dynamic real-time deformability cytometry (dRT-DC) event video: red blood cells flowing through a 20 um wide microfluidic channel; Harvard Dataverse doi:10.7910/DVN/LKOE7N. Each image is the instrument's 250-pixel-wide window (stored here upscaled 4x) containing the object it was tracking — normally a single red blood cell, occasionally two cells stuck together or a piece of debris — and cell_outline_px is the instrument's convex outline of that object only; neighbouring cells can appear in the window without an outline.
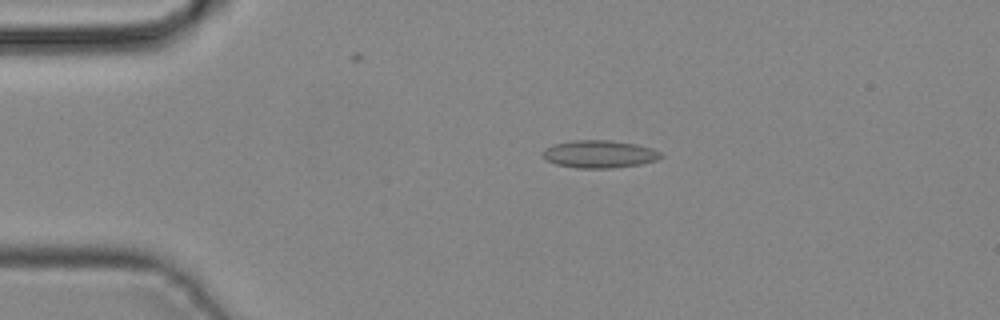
{"species": "common noctule bat (a hibernating species)", "species_latin": "Nyctalus noctula", "temperature_condition": "cold", "stored_images_in_passage": 43, "camera_frame_rate_fps": 3000, "um_per_image_px": 0.085, "animal": {"sex": "male", "body_mass_g": 19.2, "forearm_length_mm": 51.8}, "frame": {"image": 1, "passage_image": 9, "time_ms": 2.667, "image_size_px": [1000, 320], "cell_outline_px": [[664, 156], [656, 160], [640, 164], [612, 168], [576, 168], [556, 164], [548, 160], [540, 152], [544, 148], [552, 144], [572, 140], [612, 140], [636, 144], [652, 148], [660, 152]], "centroid_in_image_um": [50.93, 13.09], "position_along_channel_um": 34.1, "area_um2": 19.13}}
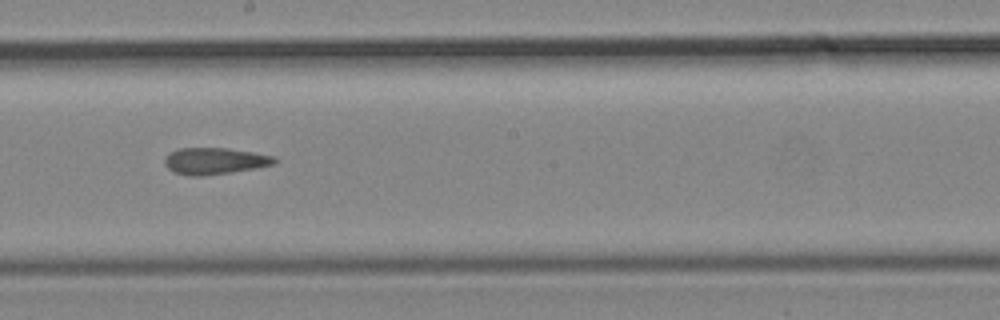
{"frame": {"image": 2, "passage_image": 24, "time_ms": 7.667, "image_size_px": [1000, 320], "cell_outline_px": [[276, 164], [256, 168], [200, 176], [192, 176], [176, 172], [168, 168], [164, 164], [164, 156], [168, 152], [180, 148], [228, 148], [276, 156]], "centroid_in_image_um": [18.24, 13.67], "position_along_channel_um": 230.0, "area_um2": 16.99}}
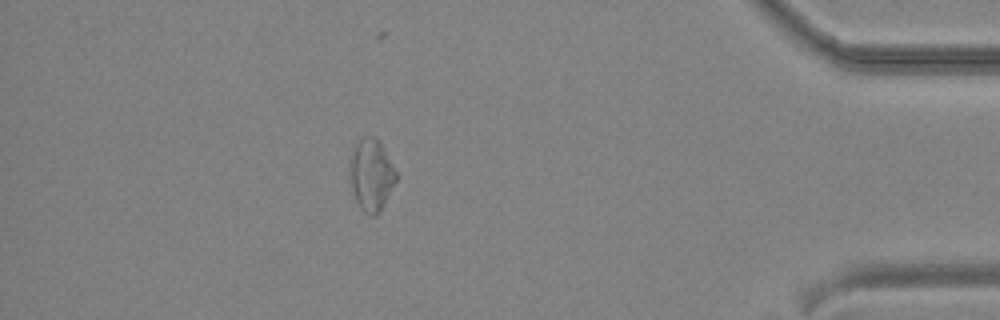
{"frame": {"image": 3, "passage_image": 38, "time_ms": 12.333, "image_size_px": [1000, 320], "cell_outline_px": [[396, 180], [380, 212], [376, 216], [368, 216], [360, 208], [356, 200], [352, 188], [352, 152], [360, 136], [376, 136], [380, 140], [396, 172]], "centroid_in_image_um": [31.59, 14.86], "position_along_channel_um": 403.6, "area_um2": 19.02}}